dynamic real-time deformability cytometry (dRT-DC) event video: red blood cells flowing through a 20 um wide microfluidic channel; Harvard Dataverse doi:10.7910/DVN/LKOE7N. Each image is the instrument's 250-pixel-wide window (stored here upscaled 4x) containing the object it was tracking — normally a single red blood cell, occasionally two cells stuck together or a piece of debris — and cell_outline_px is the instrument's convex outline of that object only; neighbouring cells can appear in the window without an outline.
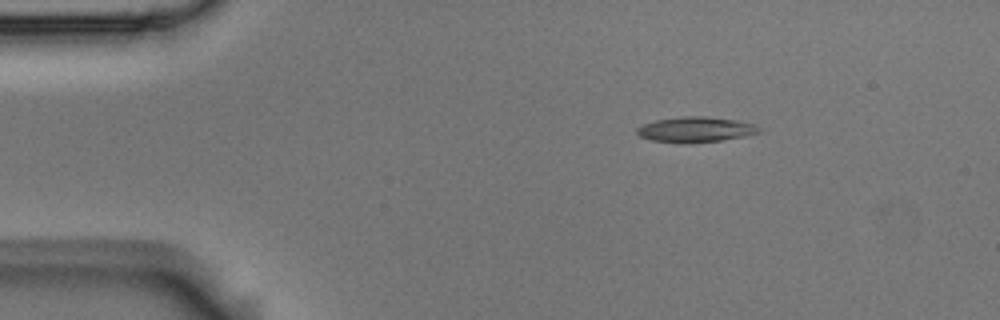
{"species": "Egyptian fruit bat (a non-hibernating species)", "species_latin": "Rousettus aegyptiacus", "temperature_condition": "room temperature", "stored_images_in_passage": 3, "segment_of_instrument_passage": [1, 2], "camera_frame_rate_fps": 3000, "um_per_image_px": 0.085, "animal": {"sex": "male"}, "frame": {"image": 1, "passage_image": 1, "time_ms": 0.0, "image_size_px": [1000, 320], "cell_outline_px": [[764, 128], [760, 132], [744, 136], [720, 140], [652, 140], [640, 136], [636, 132], [636, 128], [644, 124], [656, 120], [680, 116], [704, 116], [736, 120], [756, 124]], "centroid_in_image_um": [59.2, 10.95], "position_along_channel_um": 25.8, "area_um2": 17.17}}